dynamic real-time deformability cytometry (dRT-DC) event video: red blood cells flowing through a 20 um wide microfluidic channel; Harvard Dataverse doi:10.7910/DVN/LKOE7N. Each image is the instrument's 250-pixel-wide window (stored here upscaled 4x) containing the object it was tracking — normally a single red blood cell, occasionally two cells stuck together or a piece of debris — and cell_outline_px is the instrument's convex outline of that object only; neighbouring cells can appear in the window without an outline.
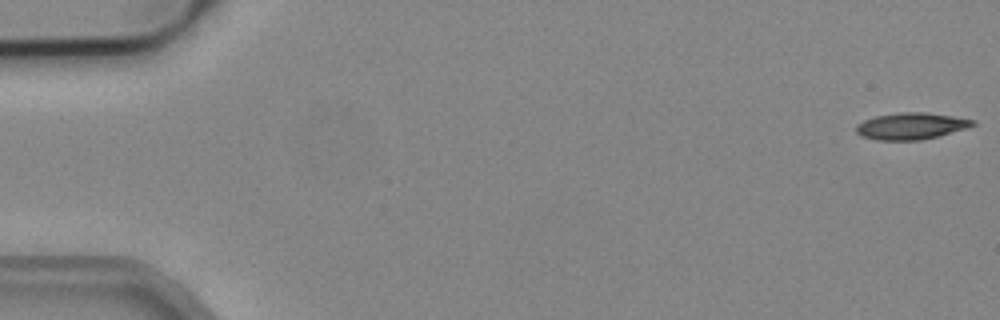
{"species": "common noctule bat (a hibernating species)", "species_latin": "Nyctalus noctula", "temperature_condition": "cold", "stored_images_in_passage": 5, "camera_frame_rate_fps": 3000, "um_per_image_px": 0.085, "animal": {"sex": "male", "body_mass_g": 19.2, "forearm_length_mm": 51.8}, "frame": {"image": 1, "passage_image": 1, "time_ms": 0.0, "image_size_px": [1000, 320], "cell_outline_px": [[976, 124], [968, 128], [920, 140], [876, 140], [860, 136], [856, 132], [856, 124], [864, 120], [876, 116], [900, 112], [924, 112], [952, 116], [976, 120]], "centroid_in_image_um": [77.42, 10.71], "position_along_channel_um": 7.6, "area_um2": 18.09}}